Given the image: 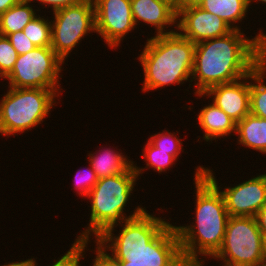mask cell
I'll return each instance as SVG.
<instances>
[{"instance_id":"836d02e7","label":"cell","mask_w":266,"mask_h":266,"mask_svg":"<svg viewBox=\"0 0 266 266\" xmlns=\"http://www.w3.org/2000/svg\"><path fill=\"white\" fill-rule=\"evenodd\" d=\"M253 2H256V4H262V6H263V4L266 6V0H249V8H251L252 9V4H253Z\"/></svg>"},{"instance_id":"4fadbf2b","label":"cell","mask_w":266,"mask_h":266,"mask_svg":"<svg viewBox=\"0 0 266 266\" xmlns=\"http://www.w3.org/2000/svg\"><path fill=\"white\" fill-rule=\"evenodd\" d=\"M212 100L236 123L250 113V74L230 83L210 87L203 94H193Z\"/></svg>"},{"instance_id":"44dd1931","label":"cell","mask_w":266,"mask_h":266,"mask_svg":"<svg viewBox=\"0 0 266 266\" xmlns=\"http://www.w3.org/2000/svg\"><path fill=\"white\" fill-rule=\"evenodd\" d=\"M142 150L141 158L146 163L145 168L137 166L135 161H133V167L136 172V174L139 176L143 175L147 171V169H153V171L158 172V174H162V172L167 173V170H171L173 166H175L177 163V160L169 154V152L160 151L158 148L153 146L148 140ZM145 171V172H144Z\"/></svg>"},{"instance_id":"8fae6325","label":"cell","mask_w":266,"mask_h":266,"mask_svg":"<svg viewBox=\"0 0 266 266\" xmlns=\"http://www.w3.org/2000/svg\"><path fill=\"white\" fill-rule=\"evenodd\" d=\"M96 33L109 49H116L126 35L137 29L131 0H93ZM122 41V42H121Z\"/></svg>"},{"instance_id":"5bb4252c","label":"cell","mask_w":266,"mask_h":266,"mask_svg":"<svg viewBox=\"0 0 266 266\" xmlns=\"http://www.w3.org/2000/svg\"><path fill=\"white\" fill-rule=\"evenodd\" d=\"M131 10L138 29L143 22L153 26L155 36L177 31V10L164 0H131Z\"/></svg>"},{"instance_id":"3957f363","label":"cell","mask_w":266,"mask_h":266,"mask_svg":"<svg viewBox=\"0 0 266 266\" xmlns=\"http://www.w3.org/2000/svg\"><path fill=\"white\" fill-rule=\"evenodd\" d=\"M266 58L263 28L253 37L242 30L195 44L191 81L194 94L210 87L237 81L249 75ZM193 85V86H190Z\"/></svg>"},{"instance_id":"484cf974","label":"cell","mask_w":266,"mask_h":266,"mask_svg":"<svg viewBox=\"0 0 266 266\" xmlns=\"http://www.w3.org/2000/svg\"><path fill=\"white\" fill-rule=\"evenodd\" d=\"M82 170L81 167V169L76 172V175L73 178L74 183L72 187H74L73 190L77 191L76 195H79V197H82V199L85 200L91 189L98 182V177L90 163L87 169Z\"/></svg>"},{"instance_id":"ffe728a7","label":"cell","mask_w":266,"mask_h":266,"mask_svg":"<svg viewBox=\"0 0 266 266\" xmlns=\"http://www.w3.org/2000/svg\"><path fill=\"white\" fill-rule=\"evenodd\" d=\"M250 114L266 119V58L250 73Z\"/></svg>"},{"instance_id":"30bf717a","label":"cell","mask_w":266,"mask_h":266,"mask_svg":"<svg viewBox=\"0 0 266 266\" xmlns=\"http://www.w3.org/2000/svg\"><path fill=\"white\" fill-rule=\"evenodd\" d=\"M214 173L213 168L211 170L210 167H205L204 175L221 192L229 216L255 217L266 205V179L262 174L259 173L246 181L223 188L219 185Z\"/></svg>"},{"instance_id":"9a60e30c","label":"cell","mask_w":266,"mask_h":266,"mask_svg":"<svg viewBox=\"0 0 266 266\" xmlns=\"http://www.w3.org/2000/svg\"><path fill=\"white\" fill-rule=\"evenodd\" d=\"M197 125L202 130L203 140L213 143L216 139L235 136L237 123L231 119L223 110L218 108L213 102L204 104L200 112L197 113ZM233 133V134H232Z\"/></svg>"},{"instance_id":"7a4b0ae2","label":"cell","mask_w":266,"mask_h":266,"mask_svg":"<svg viewBox=\"0 0 266 266\" xmlns=\"http://www.w3.org/2000/svg\"><path fill=\"white\" fill-rule=\"evenodd\" d=\"M138 175L133 165L120 174L98 179L88 196L90 217L84 230L77 234L80 240H139L145 236L160 235L161 217L138 205L129 215L125 214ZM142 206V207H141ZM119 227V231L115 228ZM118 231L117 234L114 232ZM91 236L93 237L91 239Z\"/></svg>"},{"instance_id":"f546056e","label":"cell","mask_w":266,"mask_h":266,"mask_svg":"<svg viewBox=\"0 0 266 266\" xmlns=\"http://www.w3.org/2000/svg\"><path fill=\"white\" fill-rule=\"evenodd\" d=\"M0 266H33V258L31 257L30 259H22V260H17V261H10V262H6L5 264L1 265Z\"/></svg>"},{"instance_id":"52a82bcc","label":"cell","mask_w":266,"mask_h":266,"mask_svg":"<svg viewBox=\"0 0 266 266\" xmlns=\"http://www.w3.org/2000/svg\"><path fill=\"white\" fill-rule=\"evenodd\" d=\"M51 16V48L65 62L88 34L96 33L93 0L55 10Z\"/></svg>"},{"instance_id":"e575fe53","label":"cell","mask_w":266,"mask_h":266,"mask_svg":"<svg viewBox=\"0 0 266 266\" xmlns=\"http://www.w3.org/2000/svg\"><path fill=\"white\" fill-rule=\"evenodd\" d=\"M264 237L263 249H264V264H266V236Z\"/></svg>"},{"instance_id":"ac0fdd59","label":"cell","mask_w":266,"mask_h":266,"mask_svg":"<svg viewBox=\"0 0 266 266\" xmlns=\"http://www.w3.org/2000/svg\"><path fill=\"white\" fill-rule=\"evenodd\" d=\"M203 10L219 16L233 29L241 30L239 22H245L250 11L249 0H201L198 4Z\"/></svg>"},{"instance_id":"4dcf8cb0","label":"cell","mask_w":266,"mask_h":266,"mask_svg":"<svg viewBox=\"0 0 266 266\" xmlns=\"http://www.w3.org/2000/svg\"><path fill=\"white\" fill-rule=\"evenodd\" d=\"M20 0H0V14L4 13L10 7L14 6Z\"/></svg>"},{"instance_id":"f1b7e54d","label":"cell","mask_w":266,"mask_h":266,"mask_svg":"<svg viewBox=\"0 0 266 266\" xmlns=\"http://www.w3.org/2000/svg\"><path fill=\"white\" fill-rule=\"evenodd\" d=\"M257 225L263 236H266V205H264L255 215Z\"/></svg>"},{"instance_id":"603a6c76","label":"cell","mask_w":266,"mask_h":266,"mask_svg":"<svg viewBox=\"0 0 266 266\" xmlns=\"http://www.w3.org/2000/svg\"><path fill=\"white\" fill-rule=\"evenodd\" d=\"M169 131L164 128L159 133L152 134L148 141L160 151L169 152L178 161L179 156L181 157V153L185 150L182 146V138L178 136L179 131L176 130V133Z\"/></svg>"},{"instance_id":"277c9868","label":"cell","mask_w":266,"mask_h":266,"mask_svg":"<svg viewBox=\"0 0 266 266\" xmlns=\"http://www.w3.org/2000/svg\"><path fill=\"white\" fill-rule=\"evenodd\" d=\"M137 59L143 68L142 92L192 83L195 44L178 31L147 37Z\"/></svg>"},{"instance_id":"e0dca14e","label":"cell","mask_w":266,"mask_h":266,"mask_svg":"<svg viewBox=\"0 0 266 266\" xmlns=\"http://www.w3.org/2000/svg\"><path fill=\"white\" fill-rule=\"evenodd\" d=\"M237 145L266 155V119L246 115L236 125Z\"/></svg>"},{"instance_id":"1f68e13d","label":"cell","mask_w":266,"mask_h":266,"mask_svg":"<svg viewBox=\"0 0 266 266\" xmlns=\"http://www.w3.org/2000/svg\"><path fill=\"white\" fill-rule=\"evenodd\" d=\"M201 0H181L180 7H186L189 5H197Z\"/></svg>"},{"instance_id":"8992f818","label":"cell","mask_w":266,"mask_h":266,"mask_svg":"<svg viewBox=\"0 0 266 266\" xmlns=\"http://www.w3.org/2000/svg\"><path fill=\"white\" fill-rule=\"evenodd\" d=\"M264 237L255 217L229 216L222 247L212 258L218 266H263Z\"/></svg>"},{"instance_id":"6da1fadb","label":"cell","mask_w":266,"mask_h":266,"mask_svg":"<svg viewBox=\"0 0 266 266\" xmlns=\"http://www.w3.org/2000/svg\"><path fill=\"white\" fill-rule=\"evenodd\" d=\"M195 216L189 224L176 226L161 218L163 266H204L222 247L229 218L219 189L204 175L205 165L195 167ZM167 220V221H166ZM202 257V258H200ZM209 257V258H208Z\"/></svg>"},{"instance_id":"d6986e66","label":"cell","mask_w":266,"mask_h":266,"mask_svg":"<svg viewBox=\"0 0 266 266\" xmlns=\"http://www.w3.org/2000/svg\"><path fill=\"white\" fill-rule=\"evenodd\" d=\"M30 0H20L4 13L0 14V35L7 36L17 31H22L24 27L39 13L36 6ZM38 11V12H37Z\"/></svg>"},{"instance_id":"5b68a950","label":"cell","mask_w":266,"mask_h":266,"mask_svg":"<svg viewBox=\"0 0 266 266\" xmlns=\"http://www.w3.org/2000/svg\"><path fill=\"white\" fill-rule=\"evenodd\" d=\"M8 89L0 99V135L7 138L29 132L45 122L63 92V89Z\"/></svg>"},{"instance_id":"7c38bea8","label":"cell","mask_w":266,"mask_h":266,"mask_svg":"<svg viewBox=\"0 0 266 266\" xmlns=\"http://www.w3.org/2000/svg\"><path fill=\"white\" fill-rule=\"evenodd\" d=\"M232 30L225 20L198 5L179 7L177 10V31L194 44L224 36Z\"/></svg>"},{"instance_id":"d4e9b609","label":"cell","mask_w":266,"mask_h":266,"mask_svg":"<svg viewBox=\"0 0 266 266\" xmlns=\"http://www.w3.org/2000/svg\"><path fill=\"white\" fill-rule=\"evenodd\" d=\"M17 58L18 53L7 36L0 35V80L11 73Z\"/></svg>"},{"instance_id":"2e32d148","label":"cell","mask_w":266,"mask_h":266,"mask_svg":"<svg viewBox=\"0 0 266 266\" xmlns=\"http://www.w3.org/2000/svg\"><path fill=\"white\" fill-rule=\"evenodd\" d=\"M110 147L103 148L101 146L99 150L87 154L89 156L88 163L91 164L98 179L126 172L133 165V160L124 155L121 149L118 151L117 147L116 150Z\"/></svg>"},{"instance_id":"83f0119b","label":"cell","mask_w":266,"mask_h":266,"mask_svg":"<svg viewBox=\"0 0 266 266\" xmlns=\"http://www.w3.org/2000/svg\"><path fill=\"white\" fill-rule=\"evenodd\" d=\"M32 3H37L38 2V5L39 7L37 6V9L39 10V12H41V9H44L47 7L48 8H51L52 11H47V12H53L55 10H58V9H61V8H64V7H67V6H70V5H73V4H76L78 2H80L81 0H30ZM40 5L43 7L40 8Z\"/></svg>"},{"instance_id":"ba28073f","label":"cell","mask_w":266,"mask_h":266,"mask_svg":"<svg viewBox=\"0 0 266 266\" xmlns=\"http://www.w3.org/2000/svg\"><path fill=\"white\" fill-rule=\"evenodd\" d=\"M64 63L51 47H35L18 55L11 73L4 79L8 81L6 86L63 89L59 80L63 78Z\"/></svg>"},{"instance_id":"cb8c5ba5","label":"cell","mask_w":266,"mask_h":266,"mask_svg":"<svg viewBox=\"0 0 266 266\" xmlns=\"http://www.w3.org/2000/svg\"><path fill=\"white\" fill-rule=\"evenodd\" d=\"M91 240H80L77 242H73L70 249L62 254V256L58 257L57 260L54 258L52 264L47 266H81V260L86 257L85 254L88 251V245L91 244ZM86 250V251H85ZM56 260V261H55ZM33 266H40L37 263V260L33 257ZM83 266V265H82Z\"/></svg>"},{"instance_id":"4316f807","label":"cell","mask_w":266,"mask_h":266,"mask_svg":"<svg viewBox=\"0 0 266 266\" xmlns=\"http://www.w3.org/2000/svg\"><path fill=\"white\" fill-rule=\"evenodd\" d=\"M7 38L12 46L16 49L18 55L30 52L36 47L23 31H17L13 34H8Z\"/></svg>"},{"instance_id":"d6a6232c","label":"cell","mask_w":266,"mask_h":266,"mask_svg":"<svg viewBox=\"0 0 266 266\" xmlns=\"http://www.w3.org/2000/svg\"><path fill=\"white\" fill-rule=\"evenodd\" d=\"M166 2H168L169 4H171L176 10L179 9L180 7V1L181 0H164Z\"/></svg>"},{"instance_id":"9c48e42d","label":"cell","mask_w":266,"mask_h":266,"mask_svg":"<svg viewBox=\"0 0 266 266\" xmlns=\"http://www.w3.org/2000/svg\"><path fill=\"white\" fill-rule=\"evenodd\" d=\"M93 241L96 247L88 250L96 256L89 266H163L161 235L139 240Z\"/></svg>"},{"instance_id":"7402d4cb","label":"cell","mask_w":266,"mask_h":266,"mask_svg":"<svg viewBox=\"0 0 266 266\" xmlns=\"http://www.w3.org/2000/svg\"><path fill=\"white\" fill-rule=\"evenodd\" d=\"M49 19L48 16L44 17L38 13L22 30L36 47H51V20Z\"/></svg>"}]
</instances>
